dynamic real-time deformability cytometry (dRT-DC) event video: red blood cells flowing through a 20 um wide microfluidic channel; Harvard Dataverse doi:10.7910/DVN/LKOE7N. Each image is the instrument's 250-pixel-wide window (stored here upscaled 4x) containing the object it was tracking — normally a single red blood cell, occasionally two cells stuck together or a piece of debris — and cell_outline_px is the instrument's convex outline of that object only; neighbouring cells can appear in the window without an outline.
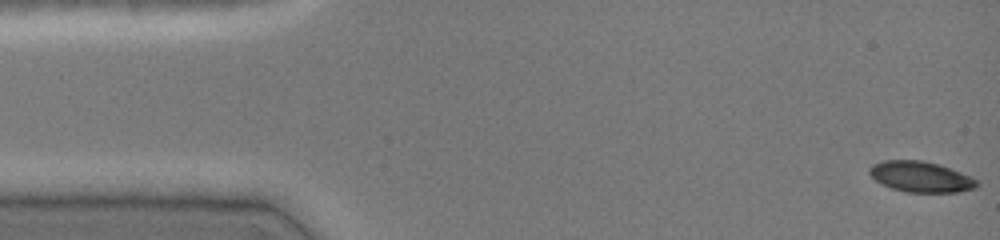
{"species": "common noctule bat (a hibernating species)", "species_latin": "Nyctalus noctula", "temperature_condition": "cold", "stored_images_in_passage": 47, "camera_frame_rate_fps": 3000, "um_per_image_px": 0.085, "animal": {"sex": "female", "body_mass_g": 19.0, "forearm_length_mm": 51.5}, "frame": {"image": 1, "passage_image": 1, "time_ms": 0.0, "image_size_px": [1000, 240], "cell_outline_px": [[980, 184], [976, 188], [960, 192], [904, 192], [892, 188], [876, 180], [868, 172], [868, 168], [872, 164], [884, 160], [920, 160], [936, 164], [972, 176]], "centroid_in_image_um": [78.27, 15.03], "position_along_channel_um": 6.7, "area_um2": 19.13}}
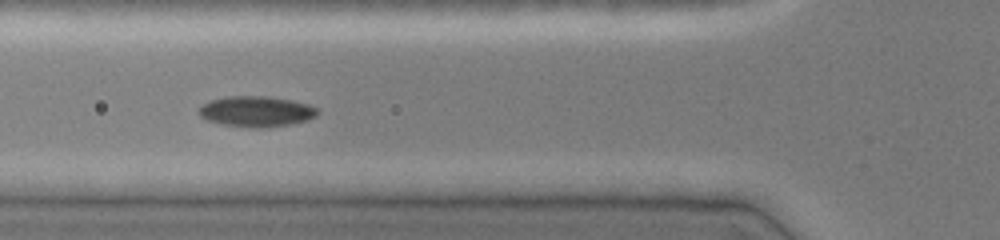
{"frame": {"image": 2, "passage_image": 17, "time_ms": 5.333, "image_size_px": [1000, 240], "cell_outline_px": [[320, 112], [316, 116], [308, 120], [288, 124], [260, 128], [256, 128], [224, 124], [208, 120], [200, 116], [196, 112], [208, 100], [228, 96], [268, 96], [292, 100], [308, 104], [316, 108]], "centroid_in_image_um": [21.79, 9.46], "position_along_channel_um": 104.0, "area_um2": 21.1}}
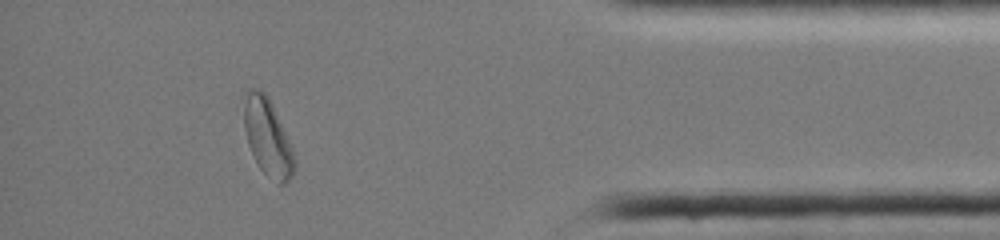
{"frame": {"image": 3, "passage_image": 42, "time_ms": 13.667, "image_size_px": [1000, 240], "cell_outline_px": [[296, 168], [292, 176], [284, 184], [276, 184], [260, 168], [248, 144], [244, 128], [244, 92], [248, 88], [256, 88], [264, 92], [268, 96], [292, 148], [296, 164]], "centroid_in_image_um": [22.74, 11.67], "position_along_channel_um": 412.5, "area_um2": 22.54}, "authors_computed_cell_mechanics": {"area_um2": 20.3456, "velocity_mm_per_s": 4.0315, "shape_relaxation_time_tau1_ms": 2.2417, "shape_relaxation_time_tau2_ms": null, "deformation_change_tau1": 0.0964, "deformation_change_tau2": null}}